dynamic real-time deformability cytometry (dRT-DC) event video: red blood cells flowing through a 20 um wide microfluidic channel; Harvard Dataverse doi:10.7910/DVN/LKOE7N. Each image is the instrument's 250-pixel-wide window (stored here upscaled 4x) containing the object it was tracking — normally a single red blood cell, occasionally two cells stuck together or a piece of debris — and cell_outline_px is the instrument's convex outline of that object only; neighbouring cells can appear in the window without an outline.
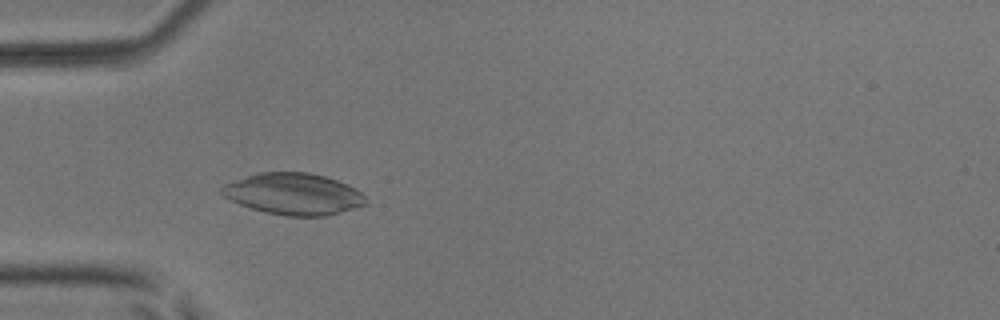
{"species": "common noctule bat (a hibernating species)", "species_latin": "Nyctalus noctula", "temperature_condition": "room temperature", "stored_images_in_passage": 9, "camera_frame_rate_fps": 3000, "um_per_image_px": 0.085, "animal": {"sex": "male", "body_mass_g": 17.9, "forearm_length_mm": 54.2}, "frame": {"image": 1, "passage_image": 4, "time_ms": 1.0, "image_size_px": [1000, 320], "cell_outline_px": [[368, 204], [340, 212], [324, 216], [284, 216], [264, 212], [240, 204], [224, 196], [220, 192], [220, 188], [224, 184], [260, 172], [308, 172], [324, 176], [336, 180], [360, 192], [368, 200]], "centroid_in_image_um": [24.94, 16.49], "position_along_channel_um": 60.1, "area_um2": 34.51}}
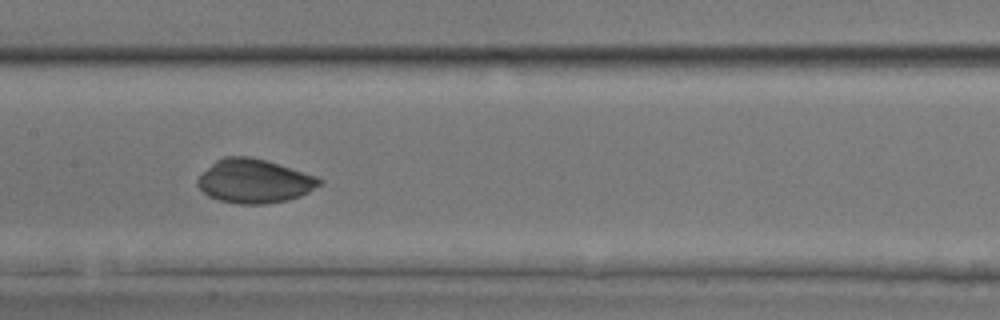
{"frame": {"image": 2, "passage_image": 7, "time_ms": 2.0, "image_size_px": [1000, 320], "cell_outline_px": [[324, 180], [320, 184], [308, 192], [300, 196], [288, 200], [264, 204], [240, 204], [220, 200], [208, 196], [196, 184], [196, 180], [216, 160], [224, 156], [248, 156], [268, 160], [316, 176]], "centroid_in_image_um": [21.62, 15.39], "position_along_channel_um": 185.8, "area_um2": 31.04}}
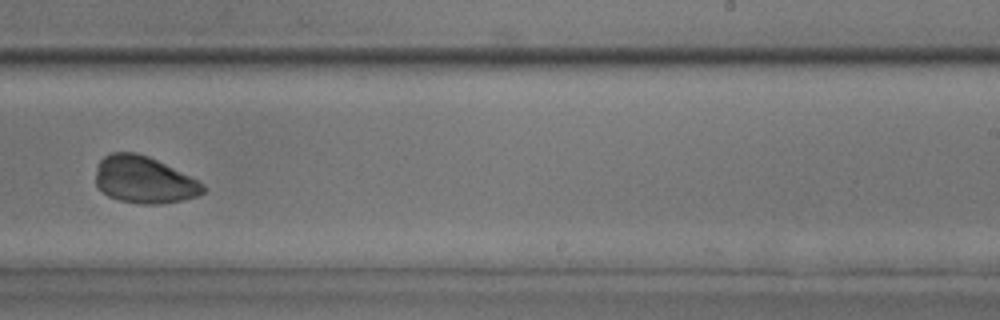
{"frame": {"image": 3, "passage_image": 9, "time_ms": 2.667, "image_size_px": [1000, 320], "cell_outline_px": [[208, 188], [204, 192], [196, 196], [180, 200], [160, 204], [144, 204], [120, 200], [108, 196], [96, 184], [96, 168], [100, 160], [104, 156], [112, 152], [136, 152], [148, 156], [200, 180]], "centroid_in_image_um": [12.27, 15.27], "position_along_channel_um": 276.7, "area_um2": 29.36}}